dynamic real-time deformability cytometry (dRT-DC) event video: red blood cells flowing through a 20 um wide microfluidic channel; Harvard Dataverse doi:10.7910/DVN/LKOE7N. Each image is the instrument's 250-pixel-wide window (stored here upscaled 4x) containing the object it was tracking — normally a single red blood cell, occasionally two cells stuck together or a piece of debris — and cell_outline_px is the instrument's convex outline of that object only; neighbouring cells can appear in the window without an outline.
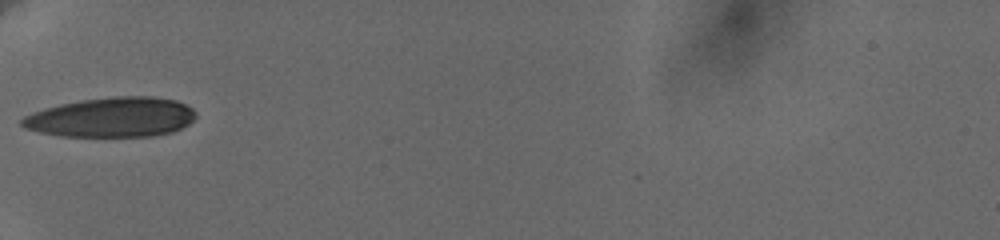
{"species": "human", "species_latin": "Homo sapiens", "temperature_condition": "cold", "stored_images_in_passage": 4, "camera_frame_rate_fps": 3000, "um_per_image_px": 0.085, "donor": {"sex": "female"}, "frame": {"image": 1, "passage_image": 1, "time_ms": 0.0, "image_size_px": [1000, 240], "cell_outline_px": [[196, 116], [188, 124], [172, 132], [152, 136], [60, 136], [40, 132], [24, 128], [20, 124], [20, 120], [24, 116], [32, 112], [44, 108], [60, 104], [84, 100], [116, 96], [152, 96], [176, 100], [192, 108], [196, 112]], "centroid_in_image_um": [9.48, 9.97], "position_along_channel_um": 75.5, "area_um2": 40.23}}